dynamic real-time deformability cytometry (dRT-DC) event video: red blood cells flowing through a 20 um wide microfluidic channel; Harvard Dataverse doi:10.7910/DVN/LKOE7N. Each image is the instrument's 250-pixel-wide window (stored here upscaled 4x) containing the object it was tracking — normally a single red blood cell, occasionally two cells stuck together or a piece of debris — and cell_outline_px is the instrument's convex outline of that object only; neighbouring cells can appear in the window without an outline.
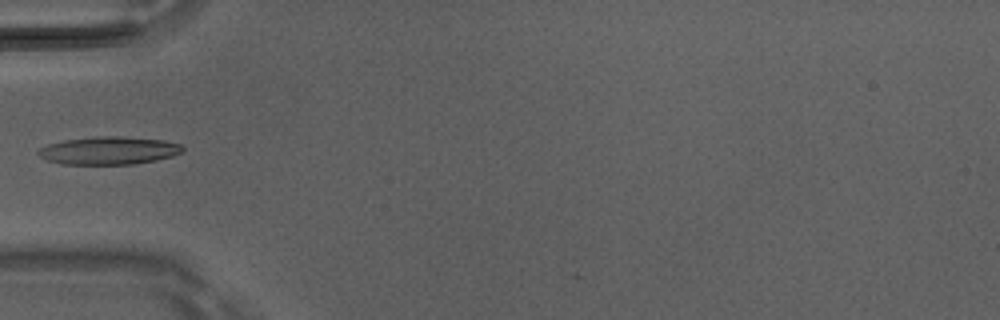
{"species": "Egyptian fruit bat (a non-hibernating species)", "species_latin": "Rousettus aegyptiacus", "temperature_condition": "room temperature", "stored_images_in_passage": 6, "camera_frame_rate_fps": 3000, "um_per_image_px": 0.085, "animal": {"sex": "male"}, "frame": {"image": 1, "passage_image": 5, "time_ms": 1.333, "image_size_px": [1000, 320], "cell_outline_px": [[184, 152], [172, 156], [156, 160], [132, 164], [60, 164], [48, 160], [40, 156], [36, 152], [40, 148], [48, 144], [64, 140], [100, 136], [120, 136], [164, 140], [180, 144], [184, 148]], "centroid_in_image_um": [9.27, 12.79], "position_along_channel_um": 75.7, "area_um2": 23.41}}